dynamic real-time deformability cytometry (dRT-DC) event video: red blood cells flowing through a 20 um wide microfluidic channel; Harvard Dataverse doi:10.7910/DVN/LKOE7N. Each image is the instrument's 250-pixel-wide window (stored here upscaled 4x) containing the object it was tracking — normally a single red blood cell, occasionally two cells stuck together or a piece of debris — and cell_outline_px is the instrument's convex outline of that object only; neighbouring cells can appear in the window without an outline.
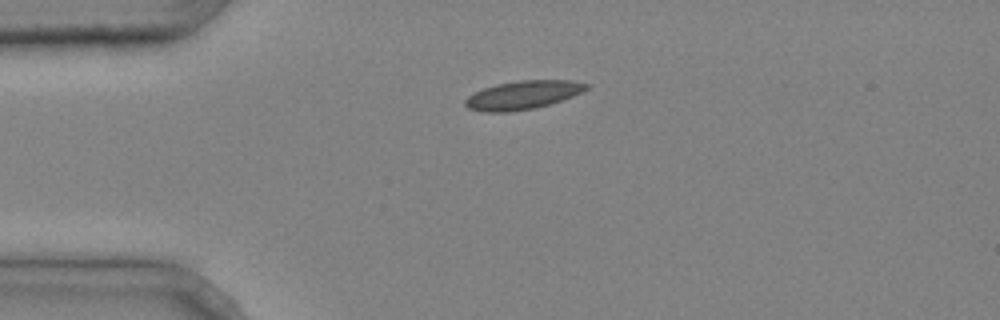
{"species": "common noctule bat (a hibernating species)", "species_latin": "Nyctalus noctula", "temperature_condition": "cold", "stored_images_in_passage": 3, "camera_frame_rate_fps": 3000, "um_per_image_px": 0.085, "animal": {"sex": "male", "body_mass_g": 20.4}, "frame": {"image": 1, "passage_image": 1, "time_ms": 0.0, "image_size_px": [1000, 320], "cell_outline_px": [[592, 84], [588, 88], [572, 96], [536, 108], [508, 112], [484, 112], [468, 108], [464, 104], [464, 100], [468, 96], [484, 88], [496, 84], [520, 80], [572, 80]], "centroid_in_image_um": [44.44, 8.07], "position_along_channel_um": 40.6, "area_um2": 20.06}}
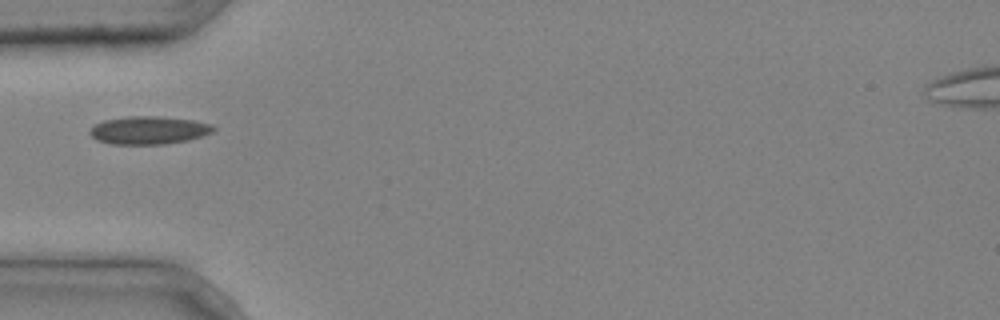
{"frame": {"image": 2, "passage_image": 2, "time_ms": 0.333, "image_size_px": [1000, 320], "cell_outline_px": [[216, 128], [212, 132], [188, 140], [164, 144], [112, 144], [96, 140], [88, 132], [96, 124], [104, 120], [128, 116], [156, 116], [192, 120], [212, 124]], "centroid_in_image_um": [12.63, 11.07], "position_along_channel_um": 72.4, "area_um2": 20.0}}